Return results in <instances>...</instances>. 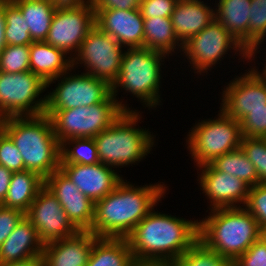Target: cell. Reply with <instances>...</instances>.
<instances>
[{"mask_svg": "<svg viewBox=\"0 0 266 266\" xmlns=\"http://www.w3.org/2000/svg\"><path fill=\"white\" fill-rule=\"evenodd\" d=\"M165 186L160 181L134 186L123 179L112 192L94 203V218L89 231L98 238H126L162 201L169 190Z\"/></svg>", "mask_w": 266, "mask_h": 266, "instance_id": "cell-1", "label": "cell"}, {"mask_svg": "<svg viewBox=\"0 0 266 266\" xmlns=\"http://www.w3.org/2000/svg\"><path fill=\"white\" fill-rule=\"evenodd\" d=\"M199 239V221L154 208L126 237L134 260L176 262Z\"/></svg>", "mask_w": 266, "mask_h": 266, "instance_id": "cell-2", "label": "cell"}, {"mask_svg": "<svg viewBox=\"0 0 266 266\" xmlns=\"http://www.w3.org/2000/svg\"><path fill=\"white\" fill-rule=\"evenodd\" d=\"M1 128L20 151L25 170L44 179L59 170L61 145L49 116L8 117L1 120Z\"/></svg>", "mask_w": 266, "mask_h": 266, "instance_id": "cell-3", "label": "cell"}, {"mask_svg": "<svg viewBox=\"0 0 266 266\" xmlns=\"http://www.w3.org/2000/svg\"><path fill=\"white\" fill-rule=\"evenodd\" d=\"M199 220V240L232 263L264 233L244 207L218 208Z\"/></svg>", "mask_w": 266, "mask_h": 266, "instance_id": "cell-4", "label": "cell"}, {"mask_svg": "<svg viewBox=\"0 0 266 266\" xmlns=\"http://www.w3.org/2000/svg\"><path fill=\"white\" fill-rule=\"evenodd\" d=\"M169 56L161 51L142 48H125L121 68L117 79L111 85V94L123 111L133 110L125 104L122 99L118 100V90L132 94L140 100L148 110L162 105L160 99V88L162 76V65ZM163 59V60H162ZM120 87V88H119ZM117 96V97H116ZM123 103V104H122Z\"/></svg>", "mask_w": 266, "mask_h": 266, "instance_id": "cell-5", "label": "cell"}, {"mask_svg": "<svg viewBox=\"0 0 266 266\" xmlns=\"http://www.w3.org/2000/svg\"><path fill=\"white\" fill-rule=\"evenodd\" d=\"M140 112L124 111L109 128L94 137L101 163L117 170L140 163L153 150L156 135L137 127L142 118Z\"/></svg>", "mask_w": 266, "mask_h": 266, "instance_id": "cell-6", "label": "cell"}, {"mask_svg": "<svg viewBox=\"0 0 266 266\" xmlns=\"http://www.w3.org/2000/svg\"><path fill=\"white\" fill-rule=\"evenodd\" d=\"M217 117L199 120L187 134L186 144L196 167L211 163L215 158L241 146V124L221 108Z\"/></svg>", "mask_w": 266, "mask_h": 266, "instance_id": "cell-7", "label": "cell"}, {"mask_svg": "<svg viewBox=\"0 0 266 266\" xmlns=\"http://www.w3.org/2000/svg\"><path fill=\"white\" fill-rule=\"evenodd\" d=\"M123 112L111 95L106 101L95 105L56 110L49 118L61 145L71 138H94L109 128Z\"/></svg>", "mask_w": 266, "mask_h": 266, "instance_id": "cell-8", "label": "cell"}, {"mask_svg": "<svg viewBox=\"0 0 266 266\" xmlns=\"http://www.w3.org/2000/svg\"><path fill=\"white\" fill-rule=\"evenodd\" d=\"M231 50L248 63L256 59L255 55H250L231 33L214 19L200 33L183 43L182 53L190 62L191 70L193 69L195 74L205 75L213 66L220 64Z\"/></svg>", "mask_w": 266, "mask_h": 266, "instance_id": "cell-9", "label": "cell"}, {"mask_svg": "<svg viewBox=\"0 0 266 266\" xmlns=\"http://www.w3.org/2000/svg\"><path fill=\"white\" fill-rule=\"evenodd\" d=\"M47 83L31 71H0V118L45 114ZM40 97V98H39Z\"/></svg>", "mask_w": 266, "mask_h": 266, "instance_id": "cell-10", "label": "cell"}, {"mask_svg": "<svg viewBox=\"0 0 266 266\" xmlns=\"http://www.w3.org/2000/svg\"><path fill=\"white\" fill-rule=\"evenodd\" d=\"M70 68L63 75L49 81L47 87L58 82L52 91L46 94L45 114L50 116L60 109H72L79 106H91L106 101L111 94V85L105 80L88 75L76 74ZM73 71V73H71ZM75 72V74H74ZM60 78V79H59Z\"/></svg>", "mask_w": 266, "mask_h": 266, "instance_id": "cell-11", "label": "cell"}, {"mask_svg": "<svg viewBox=\"0 0 266 266\" xmlns=\"http://www.w3.org/2000/svg\"><path fill=\"white\" fill-rule=\"evenodd\" d=\"M123 48L112 36L95 25L72 57V68L84 65L85 73L112 85L120 72Z\"/></svg>", "mask_w": 266, "mask_h": 266, "instance_id": "cell-12", "label": "cell"}, {"mask_svg": "<svg viewBox=\"0 0 266 266\" xmlns=\"http://www.w3.org/2000/svg\"><path fill=\"white\" fill-rule=\"evenodd\" d=\"M94 27L95 10L89 0L75 6L57 7L45 42L72 58Z\"/></svg>", "mask_w": 266, "mask_h": 266, "instance_id": "cell-13", "label": "cell"}, {"mask_svg": "<svg viewBox=\"0 0 266 266\" xmlns=\"http://www.w3.org/2000/svg\"><path fill=\"white\" fill-rule=\"evenodd\" d=\"M25 217L37 229L44 244L70 237L79 231L68 219L57 198L45 186L39 190Z\"/></svg>", "mask_w": 266, "mask_h": 266, "instance_id": "cell-14", "label": "cell"}, {"mask_svg": "<svg viewBox=\"0 0 266 266\" xmlns=\"http://www.w3.org/2000/svg\"><path fill=\"white\" fill-rule=\"evenodd\" d=\"M247 70L230 80L221 92L220 108L237 121L253 109L266 108L265 86L250 68Z\"/></svg>", "mask_w": 266, "mask_h": 266, "instance_id": "cell-15", "label": "cell"}, {"mask_svg": "<svg viewBox=\"0 0 266 266\" xmlns=\"http://www.w3.org/2000/svg\"><path fill=\"white\" fill-rule=\"evenodd\" d=\"M200 190L209 201V210L218 208L244 207L249 186L239 178L215 170L210 164L197 167Z\"/></svg>", "mask_w": 266, "mask_h": 266, "instance_id": "cell-16", "label": "cell"}, {"mask_svg": "<svg viewBox=\"0 0 266 266\" xmlns=\"http://www.w3.org/2000/svg\"><path fill=\"white\" fill-rule=\"evenodd\" d=\"M44 186L57 198L68 219L79 231L91 229L94 202L81 193L60 169L44 179Z\"/></svg>", "mask_w": 266, "mask_h": 266, "instance_id": "cell-17", "label": "cell"}, {"mask_svg": "<svg viewBox=\"0 0 266 266\" xmlns=\"http://www.w3.org/2000/svg\"><path fill=\"white\" fill-rule=\"evenodd\" d=\"M95 25L125 48L144 47V18L140 9H94Z\"/></svg>", "mask_w": 266, "mask_h": 266, "instance_id": "cell-18", "label": "cell"}, {"mask_svg": "<svg viewBox=\"0 0 266 266\" xmlns=\"http://www.w3.org/2000/svg\"><path fill=\"white\" fill-rule=\"evenodd\" d=\"M59 169L94 203L112 192L124 179L117 170L101 162L94 165L60 164Z\"/></svg>", "mask_w": 266, "mask_h": 266, "instance_id": "cell-19", "label": "cell"}, {"mask_svg": "<svg viewBox=\"0 0 266 266\" xmlns=\"http://www.w3.org/2000/svg\"><path fill=\"white\" fill-rule=\"evenodd\" d=\"M97 239L90 231H78L70 237L44 244L40 263L43 266H86Z\"/></svg>", "mask_w": 266, "mask_h": 266, "instance_id": "cell-20", "label": "cell"}, {"mask_svg": "<svg viewBox=\"0 0 266 266\" xmlns=\"http://www.w3.org/2000/svg\"><path fill=\"white\" fill-rule=\"evenodd\" d=\"M44 243L24 217L0 246V264L40 261Z\"/></svg>", "mask_w": 266, "mask_h": 266, "instance_id": "cell-21", "label": "cell"}, {"mask_svg": "<svg viewBox=\"0 0 266 266\" xmlns=\"http://www.w3.org/2000/svg\"><path fill=\"white\" fill-rule=\"evenodd\" d=\"M201 0H178L171 20L173 30L183 44L200 33L215 19V9Z\"/></svg>", "mask_w": 266, "mask_h": 266, "instance_id": "cell-22", "label": "cell"}, {"mask_svg": "<svg viewBox=\"0 0 266 266\" xmlns=\"http://www.w3.org/2000/svg\"><path fill=\"white\" fill-rule=\"evenodd\" d=\"M72 68V58L45 41L30 44V71L45 83L63 75Z\"/></svg>", "mask_w": 266, "mask_h": 266, "instance_id": "cell-23", "label": "cell"}, {"mask_svg": "<svg viewBox=\"0 0 266 266\" xmlns=\"http://www.w3.org/2000/svg\"><path fill=\"white\" fill-rule=\"evenodd\" d=\"M217 2V3H216ZM215 19L249 53V14L251 0H215Z\"/></svg>", "mask_w": 266, "mask_h": 266, "instance_id": "cell-24", "label": "cell"}, {"mask_svg": "<svg viewBox=\"0 0 266 266\" xmlns=\"http://www.w3.org/2000/svg\"><path fill=\"white\" fill-rule=\"evenodd\" d=\"M43 186L44 178L36 172H13L5 200L1 205L26 213Z\"/></svg>", "mask_w": 266, "mask_h": 266, "instance_id": "cell-25", "label": "cell"}, {"mask_svg": "<svg viewBox=\"0 0 266 266\" xmlns=\"http://www.w3.org/2000/svg\"><path fill=\"white\" fill-rule=\"evenodd\" d=\"M22 13L33 42L45 41L57 6L48 0H10Z\"/></svg>", "mask_w": 266, "mask_h": 266, "instance_id": "cell-26", "label": "cell"}, {"mask_svg": "<svg viewBox=\"0 0 266 266\" xmlns=\"http://www.w3.org/2000/svg\"><path fill=\"white\" fill-rule=\"evenodd\" d=\"M144 47L164 52L168 56L178 50L182 52L183 44L173 30L171 17L144 18Z\"/></svg>", "mask_w": 266, "mask_h": 266, "instance_id": "cell-27", "label": "cell"}, {"mask_svg": "<svg viewBox=\"0 0 266 266\" xmlns=\"http://www.w3.org/2000/svg\"><path fill=\"white\" fill-rule=\"evenodd\" d=\"M133 261L126 238H98L86 266H132Z\"/></svg>", "mask_w": 266, "mask_h": 266, "instance_id": "cell-28", "label": "cell"}, {"mask_svg": "<svg viewBox=\"0 0 266 266\" xmlns=\"http://www.w3.org/2000/svg\"><path fill=\"white\" fill-rule=\"evenodd\" d=\"M209 164L217 171L239 178L249 187L258 184L256 168L247 158L241 147L215 158Z\"/></svg>", "mask_w": 266, "mask_h": 266, "instance_id": "cell-29", "label": "cell"}, {"mask_svg": "<svg viewBox=\"0 0 266 266\" xmlns=\"http://www.w3.org/2000/svg\"><path fill=\"white\" fill-rule=\"evenodd\" d=\"M99 162L94 138H71L61 144L60 164L94 165Z\"/></svg>", "mask_w": 266, "mask_h": 266, "instance_id": "cell-30", "label": "cell"}, {"mask_svg": "<svg viewBox=\"0 0 266 266\" xmlns=\"http://www.w3.org/2000/svg\"><path fill=\"white\" fill-rule=\"evenodd\" d=\"M5 42L7 45H30L33 40L21 11L10 1L4 0Z\"/></svg>", "mask_w": 266, "mask_h": 266, "instance_id": "cell-31", "label": "cell"}, {"mask_svg": "<svg viewBox=\"0 0 266 266\" xmlns=\"http://www.w3.org/2000/svg\"><path fill=\"white\" fill-rule=\"evenodd\" d=\"M174 266H232V262L197 240Z\"/></svg>", "mask_w": 266, "mask_h": 266, "instance_id": "cell-32", "label": "cell"}, {"mask_svg": "<svg viewBox=\"0 0 266 266\" xmlns=\"http://www.w3.org/2000/svg\"><path fill=\"white\" fill-rule=\"evenodd\" d=\"M266 0H251L249 14V54L255 55L266 40ZM261 44V45H260Z\"/></svg>", "mask_w": 266, "mask_h": 266, "instance_id": "cell-33", "label": "cell"}, {"mask_svg": "<svg viewBox=\"0 0 266 266\" xmlns=\"http://www.w3.org/2000/svg\"><path fill=\"white\" fill-rule=\"evenodd\" d=\"M0 71L11 74L30 71V45H6L0 53Z\"/></svg>", "mask_w": 266, "mask_h": 266, "instance_id": "cell-34", "label": "cell"}, {"mask_svg": "<svg viewBox=\"0 0 266 266\" xmlns=\"http://www.w3.org/2000/svg\"><path fill=\"white\" fill-rule=\"evenodd\" d=\"M240 147L256 168L258 184H266V138L243 137Z\"/></svg>", "mask_w": 266, "mask_h": 266, "instance_id": "cell-35", "label": "cell"}, {"mask_svg": "<svg viewBox=\"0 0 266 266\" xmlns=\"http://www.w3.org/2000/svg\"><path fill=\"white\" fill-rule=\"evenodd\" d=\"M244 208L258 221L260 229L266 234V184H256L249 188Z\"/></svg>", "mask_w": 266, "mask_h": 266, "instance_id": "cell-36", "label": "cell"}, {"mask_svg": "<svg viewBox=\"0 0 266 266\" xmlns=\"http://www.w3.org/2000/svg\"><path fill=\"white\" fill-rule=\"evenodd\" d=\"M0 165L12 172L25 170L20 151L2 128H0Z\"/></svg>", "mask_w": 266, "mask_h": 266, "instance_id": "cell-37", "label": "cell"}, {"mask_svg": "<svg viewBox=\"0 0 266 266\" xmlns=\"http://www.w3.org/2000/svg\"><path fill=\"white\" fill-rule=\"evenodd\" d=\"M239 122L243 137L266 138V108L251 110Z\"/></svg>", "mask_w": 266, "mask_h": 266, "instance_id": "cell-38", "label": "cell"}, {"mask_svg": "<svg viewBox=\"0 0 266 266\" xmlns=\"http://www.w3.org/2000/svg\"><path fill=\"white\" fill-rule=\"evenodd\" d=\"M232 266H266V234L240 255Z\"/></svg>", "mask_w": 266, "mask_h": 266, "instance_id": "cell-39", "label": "cell"}, {"mask_svg": "<svg viewBox=\"0 0 266 266\" xmlns=\"http://www.w3.org/2000/svg\"><path fill=\"white\" fill-rule=\"evenodd\" d=\"M178 0H140L139 9L143 18L171 17Z\"/></svg>", "mask_w": 266, "mask_h": 266, "instance_id": "cell-40", "label": "cell"}, {"mask_svg": "<svg viewBox=\"0 0 266 266\" xmlns=\"http://www.w3.org/2000/svg\"><path fill=\"white\" fill-rule=\"evenodd\" d=\"M25 217V213L0 205V246Z\"/></svg>", "mask_w": 266, "mask_h": 266, "instance_id": "cell-41", "label": "cell"}, {"mask_svg": "<svg viewBox=\"0 0 266 266\" xmlns=\"http://www.w3.org/2000/svg\"><path fill=\"white\" fill-rule=\"evenodd\" d=\"M94 9H139L140 0H89Z\"/></svg>", "mask_w": 266, "mask_h": 266, "instance_id": "cell-42", "label": "cell"}, {"mask_svg": "<svg viewBox=\"0 0 266 266\" xmlns=\"http://www.w3.org/2000/svg\"><path fill=\"white\" fill-rule=\"evenodd\" d=\"M12 171L0 165V205L4 202L11 178Z\"/></svg>", "mask_w": 266, "mask_h": 266, "instance_id": "cell-43", "label": "cell"}, {"mask_svg": "<svg viewBox=\"0 0 266 266\" xmlns=\"http://www.w3.org/2000/svg\"><path fill=\"white\" fill-rule=\"evenodd\" d=\"M5 16H4V0H0V53L7 45L5 42Z\"/></svg>", "mask_w": 266, "mask_h": 266, "instance_id": "cell-44", "label": "cell"}, {"mask_svg": "<svg viewBox=\"0 0 266 266\" xmlns=\"http://www.w3.org/2000/svg\"><path fill=\"white\" fill-rule=\"evenodd\" d=\"M132 266H174V262L137 261L134 260Z\"/></svg>", "mask_w": 266, "mask_h": 266, "instance_id": "cell-45", "label": "cell"}, {"mask_svg": "<svg viewBox=\"0 0 266 266\" xmlns=\"http://www.w3.org/2000/svg\"><path fill=\"white\" fill-rule=\"evenodd\" d=\"M57 7L75 6L84 3L87 0H48Z\"/></svg>", "mask_w": 266, "mask_h": 266, "instance_id": "cell-46", "label": "cell"}, {"mask_svg": "<svg viewBox=\"0 0 266 266\" xmlns=\"http://www.w3.org/2000/svg\"><path fill=\"white\" fill-rule=\"evenodd\" d=\"M250 67L251 71L263 82L266 89V65L264 64L263 71H261V69L259 70V68L257 69L256 66H253V68L252 66Z\"/></svg>", "mask_w": 266, "mask_h": 266, "instance_id": "cell-47", "label": "cell"}, {"mask_svg": "<svg viewBox=\"0 0 266 266\" xmlns=\"http://www.w3.org/2000/svg\"><path fill=\"white\" fill-rule=\"evenodd\" d=\"M0 266H40V261L0 264Z\"/></svg>", "mask_w": 266, "mask_h": 266, "instance_id": "cell-48", "label": "cell"}]
</instances>
